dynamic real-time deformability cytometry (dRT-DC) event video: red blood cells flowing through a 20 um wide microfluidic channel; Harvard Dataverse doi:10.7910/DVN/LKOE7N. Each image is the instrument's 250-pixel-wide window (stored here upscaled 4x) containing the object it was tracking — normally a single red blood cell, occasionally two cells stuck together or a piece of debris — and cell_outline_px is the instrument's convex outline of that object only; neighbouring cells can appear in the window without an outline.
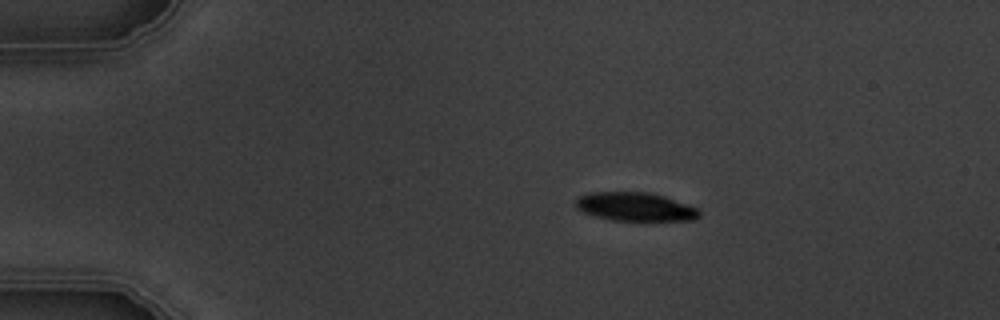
{"species": "common noctule bat (a hibernating species)", "species_latin": "Nyctalus noctula", "temperature_condition": "warm", "stored_images_in_passage": 5, "camera_frame_rate_fps": 3000, "um_per_image_px": 0.085, "animal": {"sex": "male", "body_mass_g": 19.5, "forearm_length_mm": 54.6}, "frame": {"image": 1, "passage_image": 2, "time_ms": 1.0, "image_size_px": [1000, 320], "cell_outline_px": [[700, 216], [696, 220], [612, 220], [596, 216], [584, 212], [576, 208], [572, 200], [588, 192], [648, 192], [664, 196], [696, 208], [700, 212]], "centroid_in_image_um": [53.94, 17.56], "position_along_channel_um": 31.1, "area_um2": 20.52}}
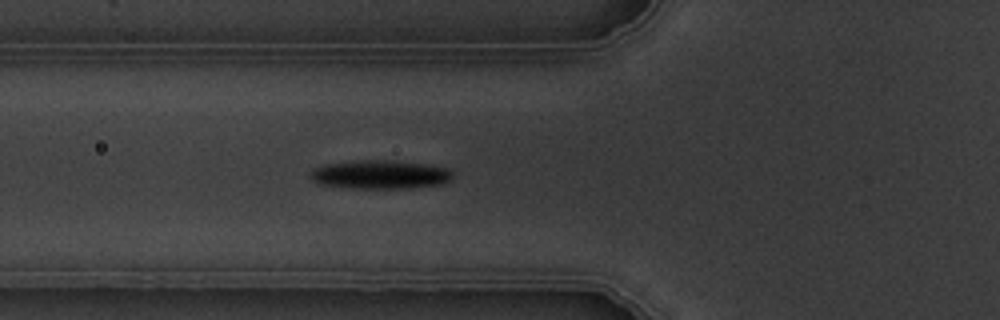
{"frame": {"image": 2, "passage_image": 5, "time_ms": 4.333, "image_size_px": [1000, 320], "cell_outline_px": [[452, 180], [444, 184], [412, 188], [348, 188], [320, 184], [312, 180], [308, 176], [316, 168], [324, 164], [360, 160], [388, 160], [424, 164], [448, 168], [452, 172]], "centroid_in_image_um": [32.33, 14.84], "position_along_channel_um": 93.5, "area_um2": 23.87}}